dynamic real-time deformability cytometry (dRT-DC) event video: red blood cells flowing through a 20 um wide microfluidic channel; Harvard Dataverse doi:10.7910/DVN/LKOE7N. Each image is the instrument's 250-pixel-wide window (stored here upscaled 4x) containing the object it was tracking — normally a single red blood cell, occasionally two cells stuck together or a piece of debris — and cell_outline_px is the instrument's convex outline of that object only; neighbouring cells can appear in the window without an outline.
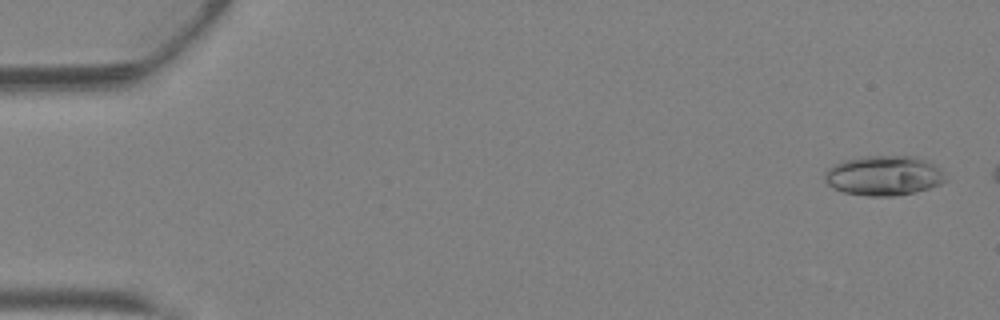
{"species": "Egyptian fruit bat (a non-hibernating species)", "species_latin": "Rousettus aegyptiacus", "temperature_condition": "warm", "stored_images_in_passage": 39, "camera_frame_rate_fps": 3000, "um_per_image_px": 0.085, "animal": {"sex": "female"}, "frame": {"image": 1, "passage_image": 2, "time_ms": 0.333, "image_size_px": [1000, 320], "cell_outline_px": [[948, 180], [940, 184], [916, 192], [896, 196], [868, 196], [844, 192], [832, 188], [824, 180], [824, 172], [832, 164], [844, 160], [864, 156], [916, 156], [932, 164], [944, 172]], "centroid_in_image_um": [75.1, 14.93], "position_along_channel_um": 9.9, "area_um2": 28.21}}
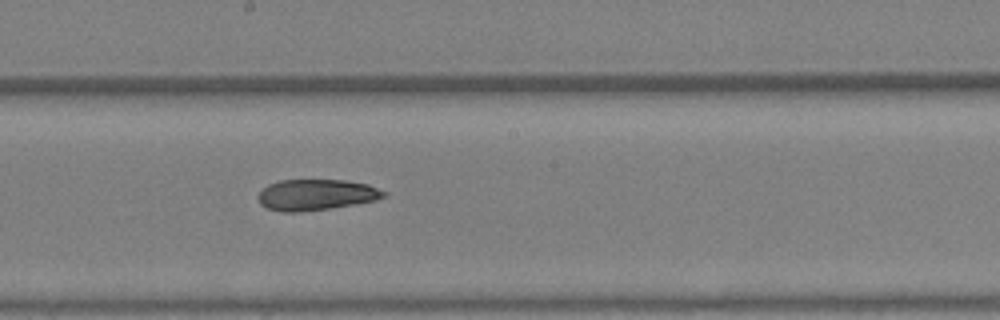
{"frame": {"image": 2, "passage_image": 24, "time_ms": 7.667, "image_size_px": [1000, 320], "cell_outline_px": [[388, 196], [376, 200], [328, 208], [300, 212], [280, 212], [268, 208], [260, 204], [256, 196], [268, 184], [280, 180], [344, 180], [368, 184], [388, 192]], "centroid_in_image_um": [26.87, 16.55], "position_along_channel_um": 221.3, "area_um2": 22.72}}
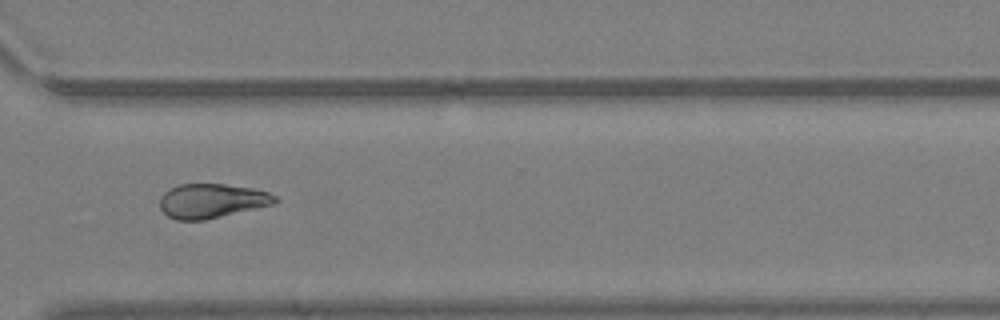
{"frame": {"image": 3, "passage_image": 32, "time_ms": 10.333, "image_size_px": [1000, 320], "cell_outline_px": [[280, 200], [276, 204], [204, 220], [176, 220], [168, 216], [160, 208], [160, 196], [168, 188], [180, 184], [224, 184], [252, 188], [268, 192], [276, 196]], "centroid_in_image_um": [18.01, 17.07], "position_along_channel_um": 352.6, "area_um2": 23.24}, "authors_computed_cell_mechanics": {"area_um2": 23.8136, "velocity_mm_per_s": 4.9231, "shape_relaxation_time_tau1_ms": null, "shape_relaxation_time_tau2_ms": 10.233, "deformation_change_tau1": null, "deformation_change_tau2": 0.2182}}